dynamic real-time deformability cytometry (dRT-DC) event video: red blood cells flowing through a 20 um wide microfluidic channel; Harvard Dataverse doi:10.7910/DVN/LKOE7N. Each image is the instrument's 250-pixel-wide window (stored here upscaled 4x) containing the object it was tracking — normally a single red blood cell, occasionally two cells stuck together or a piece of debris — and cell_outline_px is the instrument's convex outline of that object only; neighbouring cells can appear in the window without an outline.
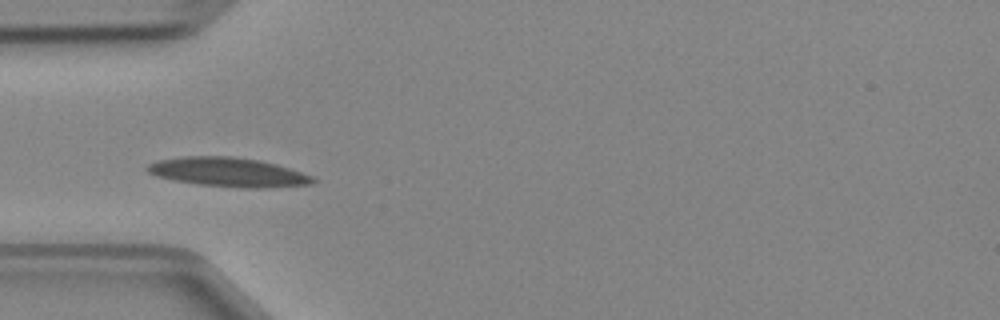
{"species": "Egyptian fruit bat (a non-hibernating species)", "species_latin": "Rousettus aegyptiacus", "temperature_condition": "cold", "stored_images_in_passage": 34, "camera_frame_rate_fps": 3000, "um_per_image_px": 0.085, "animal": {"sex": "female"}, "frame": {"image": 1, "passage_image": 1, "time_ms": 0.0, "image_size_px": [1000, 320], "cell_outline_px": [[320, 180], [312, 184], [264, 188], [244, 188], [200, 184], [172, 180], [156, 176], [148, 172], [144, 168], [148, 164], [156, 160], [184, 156], [232, 156], [260, 160], [276, 164], [316, 176]], "centroid_in_image_um": [19.44, 14.63], "position_along_channel_um": 65.6, "area_um2": 28.5}}
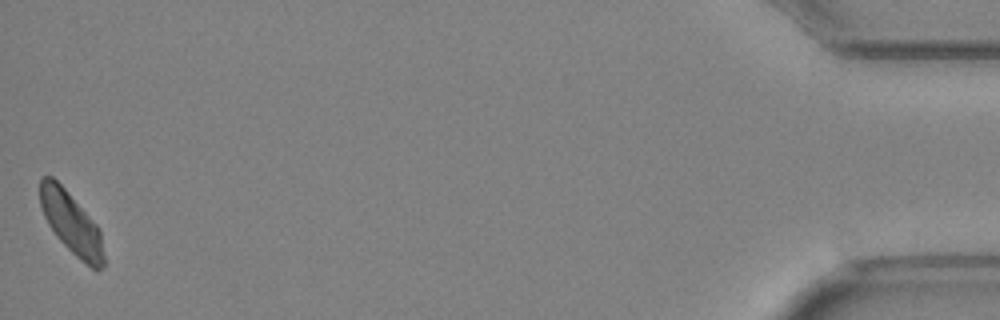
{"frame": {"image": 2, "passage_image": 34, "time_ms": 11.0, "image_size_px": [1000, 320], "cell_outline_px": [[104, 268], [96, 272], [80, 260], [56, 236], [48, 224], [44, 216], [40, 204], [40, 176], [52, 176], [64, 188], [100, 228], [104, 256]], "centroid_in_image_um": [6.08, 19.0], "position_along_channel_um": 429.1, "area_um2": 22.95}}